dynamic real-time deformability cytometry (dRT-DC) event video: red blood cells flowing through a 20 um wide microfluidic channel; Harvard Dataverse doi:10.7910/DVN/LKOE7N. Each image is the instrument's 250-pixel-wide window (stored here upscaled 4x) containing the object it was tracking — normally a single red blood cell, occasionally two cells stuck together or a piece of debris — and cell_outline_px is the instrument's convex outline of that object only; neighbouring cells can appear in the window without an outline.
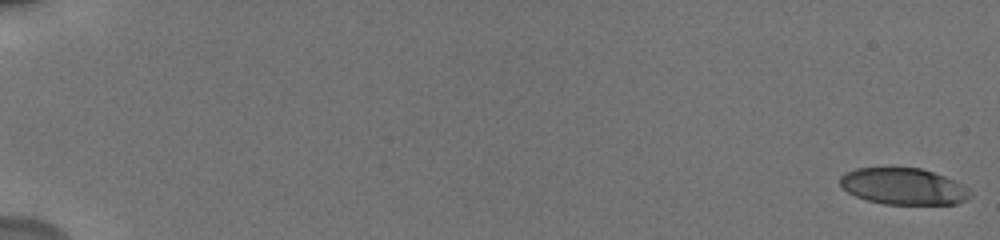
{"species": "human", "species_latin": "Homo sapiens", "temperature_condition": "cold", "stored_images_in_passage": 46, "camera_frame_rate_fps": 3000, "um_per_image_px": 0.085, "donor": {"sex": "male"}, "frame": {"image": 1, "passage_image": 1, "time_ms": 0.0, "image_size_px": [1000, 240], "cell_outline_px": [[972, 192], [964, 200], [956, 204], [884, 204], [868, 200], [856, 196], [848, 192], [840, 184], [840, 176], [844, 172], [856, 168], [892, 164], [920, 168], [944, 176], [964, 184]], "centroid_in_image_um": [76.75, 15.78], "position_along_channel_um": 8.3, "area_um2": 28.5}}
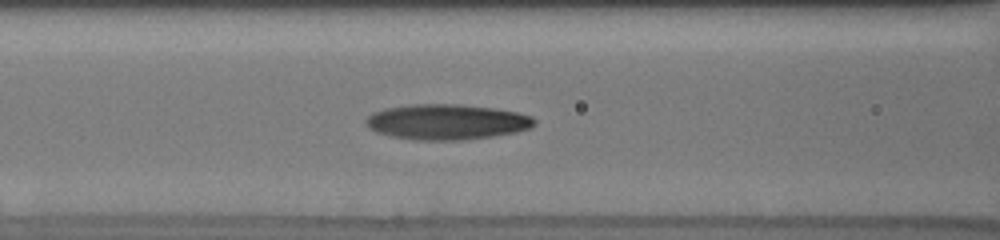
{"frame": {"image": 2, "passage_image": 24, "time_ms": 8.667, "image_size_px": [1000, 240], "cell_outline_px": [[536, 124], [532, 128], [516, 132], [492, 136], [464, 140], [416, 140], [392, 136], [376, 132], [368, 128], [364, 124], [364, 120], [372, 112], [384, 108], [408, 104], [460, 104], [492, 108], [516, 112], [532, 116], [536, 120]], "centroid_in_image_um": [37.95, 10.36], "position_along_channel_um": 128.7, "area_um2": 35.08}}
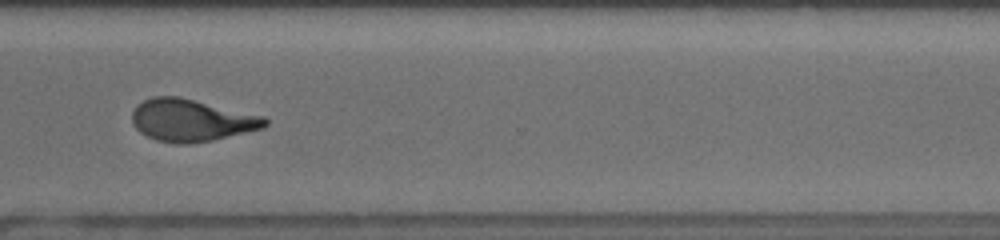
{"frame": {"image": 3, "passage_image": 40, "time_ms": 14.667, "image_size_px": [1000, 240], "cell_outline_px": [[268, 124], [264, 128], [212, 140], [188, 144], [176, 144], [156, 140], [140, 132], [136, 128], [132, 120], [132, 112], [136, 104], [152, 96], [180, 96], [264, 116], [268, 120]], "centroid_in_image_um": [16.26, 10.21], "position_along_channel_um": 354.3, "area_um2": 32.83}, "authors_computed_cell_mechanics": {"area_um2": 31.6166, "velocity_mm_per_s": 3.7759, "shape_relaxation_time_tau1_ms": 7.5268, "shape_relaxation_time_tau2_ms": 2.03, "deformation_change_tau1": 0.2395, "deformation_change_tau2": 0.0981}}